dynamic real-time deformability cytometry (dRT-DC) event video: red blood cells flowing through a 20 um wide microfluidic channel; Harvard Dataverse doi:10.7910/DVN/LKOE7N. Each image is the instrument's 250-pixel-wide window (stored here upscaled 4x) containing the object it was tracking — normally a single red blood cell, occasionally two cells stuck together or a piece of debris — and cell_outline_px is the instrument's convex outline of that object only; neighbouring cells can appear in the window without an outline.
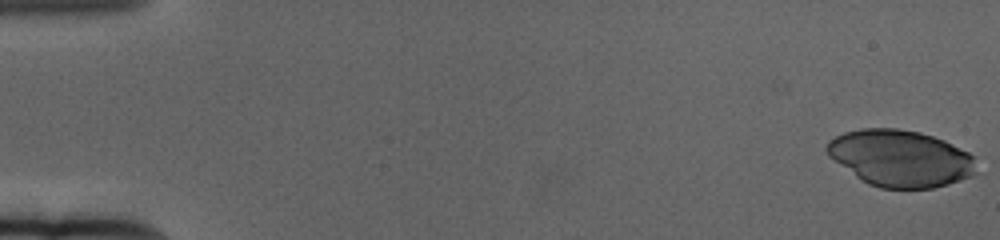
{"species": "human", "species_latin": "Homo sapiens", "temperature_condition": "cold", "stored_images_in_passage": 49, "camera_frame_rate_fps": 3000, "um_per_image_px": 0.085, "donor": {"sex": "female"}, "frame": {"image": 1, "passage_image": 1, "time_ms": 0.0, "image_size_px": [1000, 240], "cell_outline_px": [[976, 156], [972, 176], [948, 184], [932, 188], [880, 188], [868, 184], [860, 180], [828, 156], [824, 148], [828, 140], [844, 132], [860, 128], [896, 128], [920, 132], [944, 140]], "centroid_in_image_um": [76.49, 13.44], "position_along_channel_um": 8.5, "area_um2": 49.48}}